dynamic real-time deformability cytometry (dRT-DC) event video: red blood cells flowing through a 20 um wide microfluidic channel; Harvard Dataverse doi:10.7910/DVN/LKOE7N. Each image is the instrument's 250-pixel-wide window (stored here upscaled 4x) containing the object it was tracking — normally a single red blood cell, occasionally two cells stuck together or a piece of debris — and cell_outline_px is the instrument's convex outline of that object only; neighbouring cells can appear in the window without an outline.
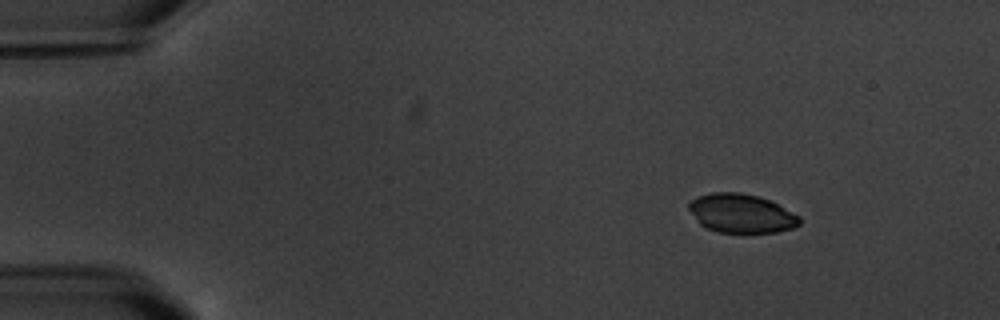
{"species": "common noctule bat (a hibernating species)", "species_latin": "Nyctalus noctula", "temperature_condition": "warm", "stored_images_in_passage": 4, "camera_frame_rate_fps": 3000, "um_per_image_px": 0.085, "animal": {"sex": "male", "body_mass_g": 20.1, "forearm_length_mm": 53.5}, "frame": {"image": 1, "passage_image": 1, "time_ms": 0.0, "image_size_px": [1000, 320], "cell_outline_px": [[800, 224], [792, 228], [776, 232], [720, 232], [708, 228], [700, 224], [688, 208], [688, 204], [696, 196], [712, 192], [740, 192], [756, 196], [768, 200], [800, 216]], "centroid_in_image_um": [62.99, 18.13], "position_along_channel_um": 22.0, "area_um2": 24.74}}
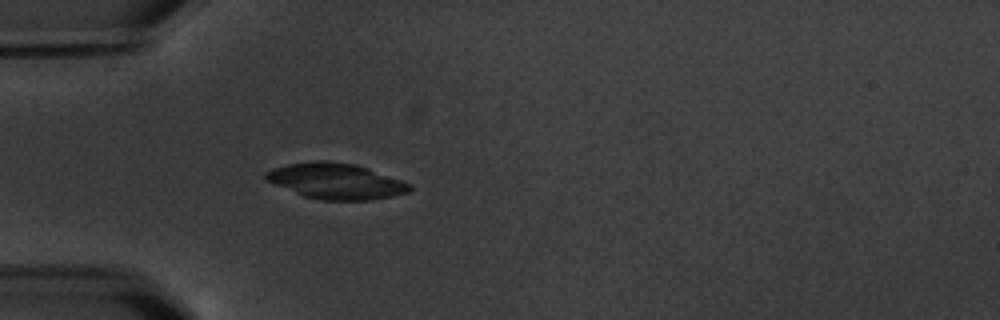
{"frame": {"image": 2, "passage_image": 4, "time_ms": 3.333, "image_size_px": [1000, 320], "cell_outline_px": [[412, 188], [408, 192], [392, 196], [372, 200], [320, 200], [304, 196], [264, 180], [264, 172], [272, 168], [288, 164], [312, 160], [328, 160], [356, 164], [368, 168], [412, 184]], "centroid_in_image_um": [28.53, 15.38], "position_along_channel_um": 56.5, "area_um2": 30.17}}